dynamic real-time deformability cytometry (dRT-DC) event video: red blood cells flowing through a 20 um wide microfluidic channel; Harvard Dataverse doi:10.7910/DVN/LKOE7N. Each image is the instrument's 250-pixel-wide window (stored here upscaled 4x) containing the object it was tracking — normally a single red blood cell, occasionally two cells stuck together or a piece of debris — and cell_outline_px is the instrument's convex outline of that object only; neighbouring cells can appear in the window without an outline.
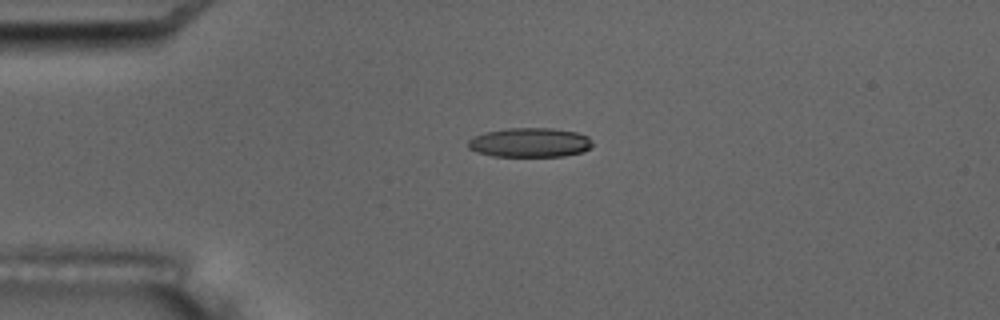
{"species": "common noctule bat (a hibernating species)", "species_latin": "Nyctalus noctula", "temperature_condition": "room temperature", "stored_images_in_passage": 5, "camera_frame_rate_fps": 3000, "um_per_image_px": 0.085, "animal": {"sex": "male", "body_mass_g": 17.5, "forearm_length_mm": 52.3}, "frame": {"image": 1, "passage_image": 4, "time_ms": 4.333, "image_size_px": [1000, 320], "cell_outline_px": [[592, 148], [584, 152], [564, 156], [492, 156], [476, 152], [468, 148], [468, 140], [472, 136], [484, 132], [508, 128], [552, 128], [576, 132], [588, 136], [592, 144]], "centroid_in_image_um": [45.03, 12.11], "position_along_channel_um": 40.0, "area_um2": 21.5}}